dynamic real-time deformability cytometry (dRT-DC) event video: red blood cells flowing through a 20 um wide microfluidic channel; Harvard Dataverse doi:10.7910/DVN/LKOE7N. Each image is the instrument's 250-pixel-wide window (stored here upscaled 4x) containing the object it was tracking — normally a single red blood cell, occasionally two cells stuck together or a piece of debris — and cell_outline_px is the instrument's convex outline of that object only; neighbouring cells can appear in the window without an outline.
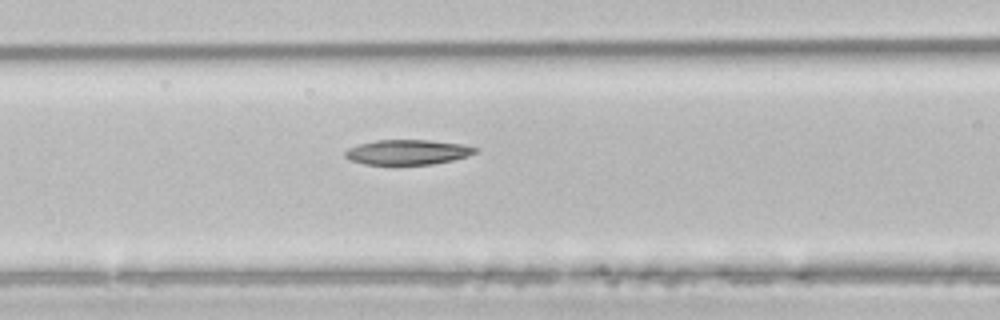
{"species": "common noctule bat (a hibernating species)", "species_latin": "Nyctalus noctula", "temperature_condition": "room temperature", "stored_images_in_passage": 4, "segment_of_instrument_passage": [1, 2], "camera_frame_rate_fps": 3000, "um_per_image_px": 0.085, "animal": {"sex": "male", "body_mass_g": 21.5, "forearm_length_mm": 52.0}, "frame": {"image": 1, "passage_image": 3, "time_ms": 0.667, "image_size_px": [1000, 320], "cell_outline_px": [[480, 148], [476, 152], [468, 156], [452, 160], [432, 164], [364, 164], [348, 160], [344, 156], [344, 152], [348, 148], [360, 144], [376, 140], [428, 140], [460, 144]], "centroid_in_image_um": [34.62, 12.93], "position_along_channel_um": 132.0, "area_um2": 18.84}}